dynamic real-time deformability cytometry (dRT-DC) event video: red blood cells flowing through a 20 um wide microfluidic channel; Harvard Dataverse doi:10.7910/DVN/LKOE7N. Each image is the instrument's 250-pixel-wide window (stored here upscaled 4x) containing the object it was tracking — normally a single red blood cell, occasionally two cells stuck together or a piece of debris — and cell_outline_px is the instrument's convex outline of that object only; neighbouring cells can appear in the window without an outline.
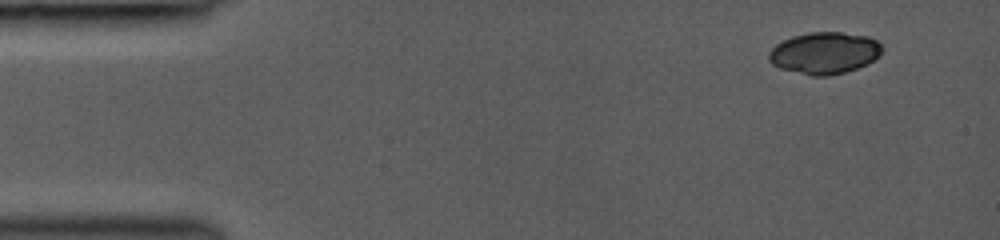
{"species": "common noctule bat (a hibernating species)", "species_latin": "Nyctalus noctula", "temperature_condition": "room temperature", "stored_images_in_passage": 42, "camera_frame_rate_fps": 3000, "um_per_image_px": 0.085, "animal": {"sex": "female", "body_mass_g": 19.0, "forearm_length_mm": 53.3}, "frame": {"image": 1, "passage_image": 1, "time_ms": 0.0, "image_size_px": [1000, 240], "cell_outline_px": [[884, 48], [880, 56], [868, 64], [844, 72], [828, 76], [812, 76], [780, 68], [772, 64], [768, 60], [768, 52], [776, 44], [792, 36], [808, 32], [840, 32], [868, 36], [876, 40]], "centroid_in_image_um": [70.09, 4.5], "position_along_channel_um": 14.9, "area_um2": 27.74}}
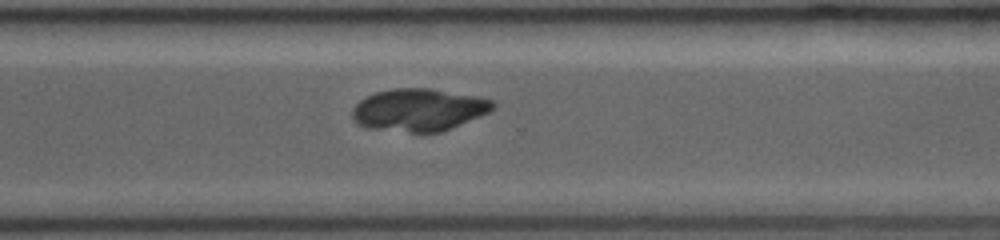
{"frame": {"image": 2, "passage_image": 31, "time_ms": 10.0, "image_size_px": [1000, 240], "cell_outline_px": [[496, 104], [488, 112], [480, 116], [440, 132], [408, 132], [368, 128], [356, 124], [352, 120], [352, 108], [360, 100], [376, 92], [392, 88], [432, 88], [476, 96], [492, 100]], "centroid_in_image_um": [35.56, 9.33], "position_along_channel_um": 335.0, "area_um2": 34.74}}
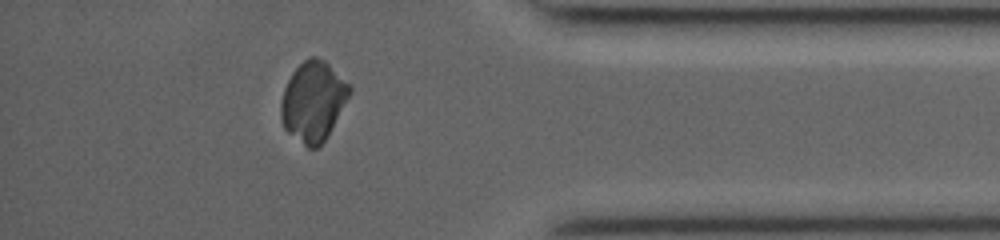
{"frame": {"image": 3, "passage_image": 37, "time_ms": 12.0, "image_size_px": [1000, 240], "cell_outline_px": [[352, 92], [324, 140], [316, 148], [308, 148], [288, 132], [284, 128], [280, 116], [280, 100], [284, 88], [292, 72], [308, 56], [316, 56], [324, 60], [352, 88]], "centroid_in_image_um": [26.59, 8.59], "position_along_channel_um": 408.6, "area_um2": 31.56}}